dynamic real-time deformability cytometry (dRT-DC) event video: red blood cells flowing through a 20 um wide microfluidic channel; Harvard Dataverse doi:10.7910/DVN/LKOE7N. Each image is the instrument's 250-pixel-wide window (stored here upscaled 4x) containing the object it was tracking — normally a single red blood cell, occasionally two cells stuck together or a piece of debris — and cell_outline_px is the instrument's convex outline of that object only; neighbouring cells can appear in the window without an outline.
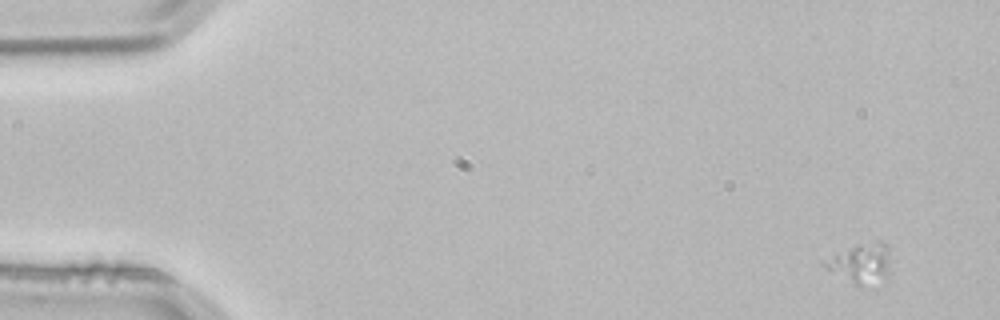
{"species": "common noctule bat (a hibernating species)", "species_latin": "Nyctalus noctula", "temperature_condition": "room temperature", "stored_images_in_passage": 3, "segment_of_instrument_passage": [1, 2], "camera_frame_rate_fps": 3000, "um_per_image_px": 0.085, "animal": {"sex": "male", "body_mass_g": 21.5, "forearm_length_mm": 52.0}, "frame": {"image": 1, "passage_image": 1, "time_ms": 0.0, "image_size_px": [1000, 320], "cell_outline_px": [[888, 272], [884, 276], [860, 284], [856, 284], [820, 264], [820, 260], [856, 244], [876, 240], [880, 240], [888, 244]], "centroid_in_image_um": [73.11, 22.25], "position_along_channel_um": 11.9, "area_um2": 14.51}}